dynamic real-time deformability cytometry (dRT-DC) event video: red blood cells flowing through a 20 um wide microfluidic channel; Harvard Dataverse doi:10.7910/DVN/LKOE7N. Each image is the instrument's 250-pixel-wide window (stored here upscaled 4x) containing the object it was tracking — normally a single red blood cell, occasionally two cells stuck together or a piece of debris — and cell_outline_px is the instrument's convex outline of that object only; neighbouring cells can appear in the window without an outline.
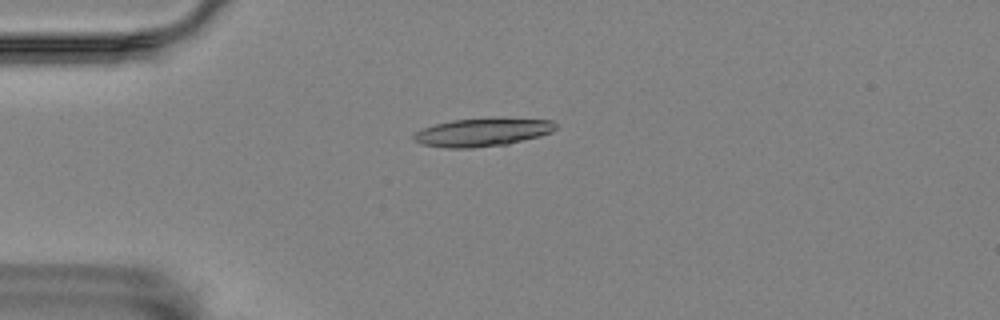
{"species": "Egyptian fruit bat (a non-hibernating species)", "species_latin": "Rousettus aegyptiacus", "temperature_condition": "room temperature", "stored_images_in_passage": 9, "camera_frame_rate_fps": 3000, "um_per_image_px": 0.085, "animal": {"sex": "female"}, "frame": {"image": 1, "passage_image": 2, "time_ms": 0.333, "image_size_px": [1000, 320], "cell_outline_px": [[556, 128], [552, 132], [540, 136], [508, 144], [472, 148], [448, 148], [420, 144], [412, 140], [412, 136], [420, 128], [452, 120], [496, 116], [552, 120], [556, 124]], "centroid_in_image_um": [41.01, 11.21], "position_along_channel_um": 44.0, "area_um2": 24.04}}
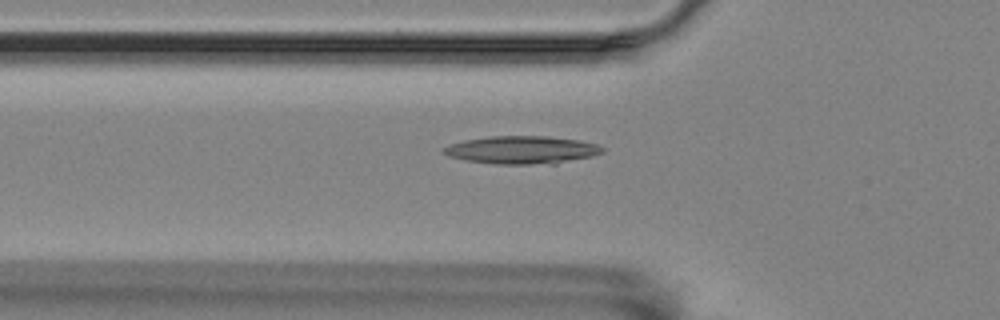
{"frame": {"image": 2, "passage_image": 7, "time_ms": 2.0, "image_size_px": [1000, 320], "cell_outline_px": [[604, 152], [592, 156], [556, 164], [492, 164], [464, 160], [448, 156], [440, 152], [444, 148], [452, 144], [464, 140], [488, 136], [548, 136], [580, 140], [596, 144], [604, 148]], "centroid_in_image_um": [44.36, 12.75], "position_along_channel_um": 81.4, "area_um2": 26.01}}